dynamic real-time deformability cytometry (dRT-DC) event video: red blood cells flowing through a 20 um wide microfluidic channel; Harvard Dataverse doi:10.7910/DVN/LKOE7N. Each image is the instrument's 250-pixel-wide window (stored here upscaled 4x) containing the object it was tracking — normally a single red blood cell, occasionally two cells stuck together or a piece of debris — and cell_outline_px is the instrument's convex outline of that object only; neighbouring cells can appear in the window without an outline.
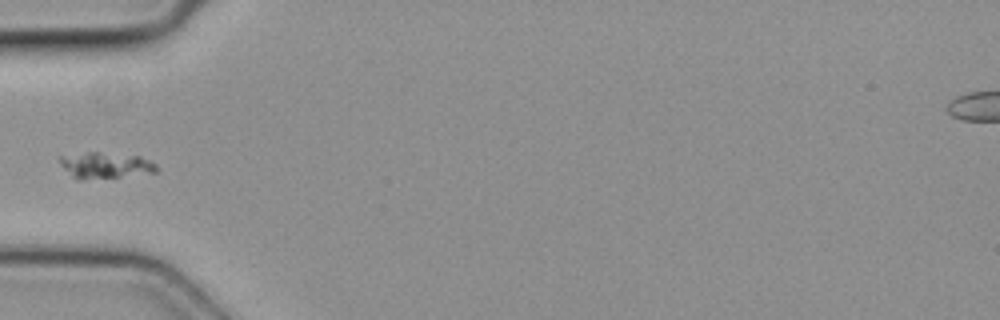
{"species": "common noctule bat (a hibernating species)", "species_latin": "Nyctalus noctula", "temperature_condition": "cold", "stored_images_in_passage": 3, "camera_frame_rate_fps": 3000, "um_per_image_px": 0.085, "animal": {"sex": "female", "body_mass_g": 19.3, "forearm_length_mm": 54.1}, "frame": {"image": 1, "passage_image": 2, "time_ms": 0.333, "image_size_px": [1000, 320], "cell_outline_px": [[156, 172], [84, 180], [80, 180], [72, 176], [60, 164], [60, 156], [88, 152], [96, 152], [140, 156], [156, 164]], "centroid_in_image_um": [8.93, 14.05], "position_along_channel_um": 76.1, "area_um2": 14.39}}
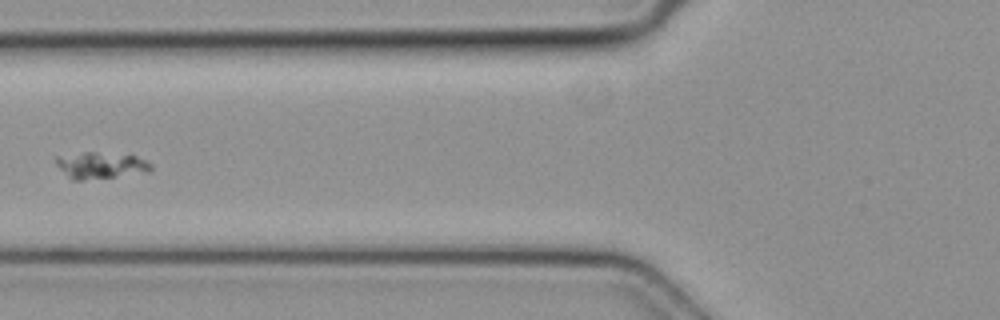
{"frame": {"image": 2, "passage_image": 3, "time_ms": 0.667, "image_size_px": [1000, 320], "cell_outline_px": [[152, 172], [84, 180], [72, 180], [56, 164], [56, 156], [84, 152], [92, 152], [136, 156], [148, 160], [152, 164]], "centroid_in_image_um": [8.61, 14.06], "position_along_channel_um": 117.2, "area_um2": 14.68}}